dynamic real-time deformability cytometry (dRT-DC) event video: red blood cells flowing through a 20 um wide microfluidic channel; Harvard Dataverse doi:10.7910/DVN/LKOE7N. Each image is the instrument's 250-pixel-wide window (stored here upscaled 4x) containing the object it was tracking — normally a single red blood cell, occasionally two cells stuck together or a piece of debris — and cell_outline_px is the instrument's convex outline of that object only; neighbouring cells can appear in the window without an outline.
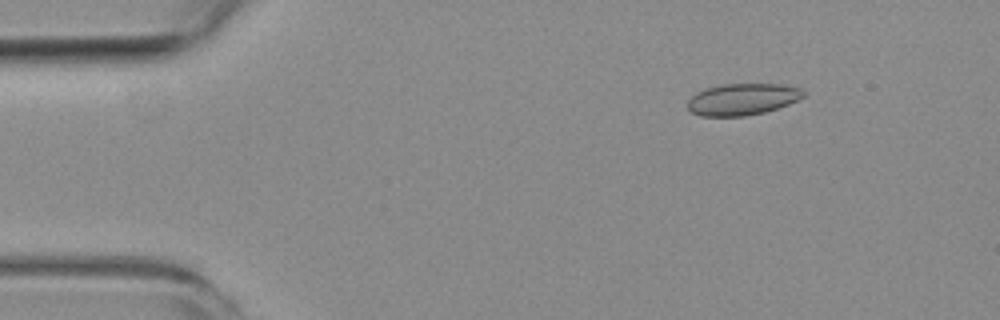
{"species": "common noctule bat (a hibernating species)", "species_latin": "Nyctalus noctula", "temperature_condition": "room temperature", "stored_images_in_passage": 9, "camera_frame_rate_fps": 3000, "um_per_image_px": 0.085, "animal": {"sex": "female", "body_mass_g": 19.3, "forearm_length_mm": 54.1}, "frame": {"image": 1, "passage_image": 2, "time_ms": 1.333, "image_size_px": [1000, 320], "cell_outline_px": [[804, 96], [788, 104], [764, 112], [744, 116], [700, 116], [688, 112], [688, 100], [696, 92], [704, 88], [720, 84], [780, 84], [800, 88], [804, 92]], "centroid_in_image_um": [63.04, 8.44], "position_along_channel_um": 22.0, "area_um2": 21.39}}
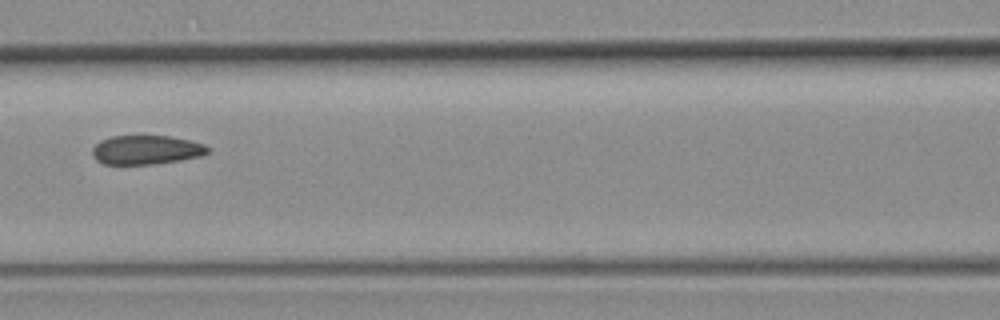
{"frame": {"image": 2, "passage_image": 6, "time_ms": 7.0, "image_size_px": [1000, 320], "cell_outline_px": [[208, 152], [200, 156], [180, 160], [152, 164], [104, 164], [96, 160], [92, 156], [92, 148], [100, 140], [112, 136], [168, 136], [188, 140], [204, 144], [208, 148]], "centroid_in_image_um": [12.38, 12.74], "position_along_channel_um": 154.2, "area_um2": 19.42}}
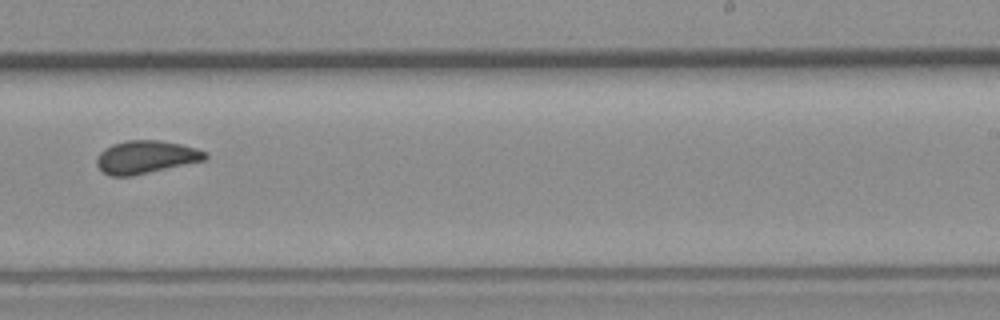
{"frame": {"image": 3, "passage_image": 9, "time_ms": 10.333, "image_size_px": [1000, 320], "cell_outline_px": [[208, 156], [204, 160], [132, 176], [108, 176], [96, 164], [96, 160], [100, 152], [104, 148], [112, 144], [124, 140], [160, 140], [180, 144], [196, 148], [208, 152]], "centroid_in_image_um": [12.38, 13.34], "position_along_channel_um": 276.6, "area_um2": 20.81}}